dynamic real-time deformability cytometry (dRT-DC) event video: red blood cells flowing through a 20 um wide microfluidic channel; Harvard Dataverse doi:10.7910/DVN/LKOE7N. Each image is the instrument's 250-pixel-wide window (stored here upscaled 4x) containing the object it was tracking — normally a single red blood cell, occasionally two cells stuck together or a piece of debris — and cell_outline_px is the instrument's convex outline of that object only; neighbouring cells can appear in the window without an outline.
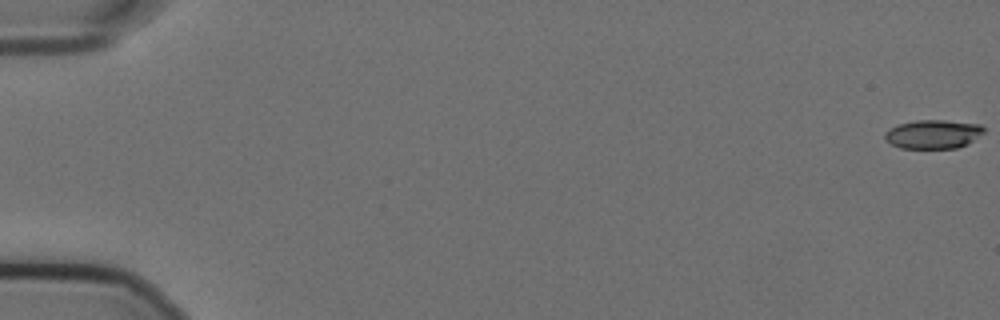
{"species": "Egyptian fruit bat (a non-hibernating species)", "species_latin": "Rousettus aegyptiacus", "temperature_condition": "cold", "stored_images_in_passage": 51, "camera_frame_rate_fps": 3000, "um_per_image_px": 0.085, "animal": {"sex": "female"}, "frame": {"image": 1, "passage_image": 1, "time_ms": 0.0, "image_size_px": [1000, 320], "cell_outline_px": [[984, 132], [968, 144], [956, 148], [900, 148], [892, 144], [884, 136], [884, 132], [888, 128], [900, 124], [916, 120], [944, 120], [980, 124], [984, 128]], "centroid_in_image_um": [79.32, 11.4], "position_along_channel_um": 5.7, "area_um2": 16.59}}
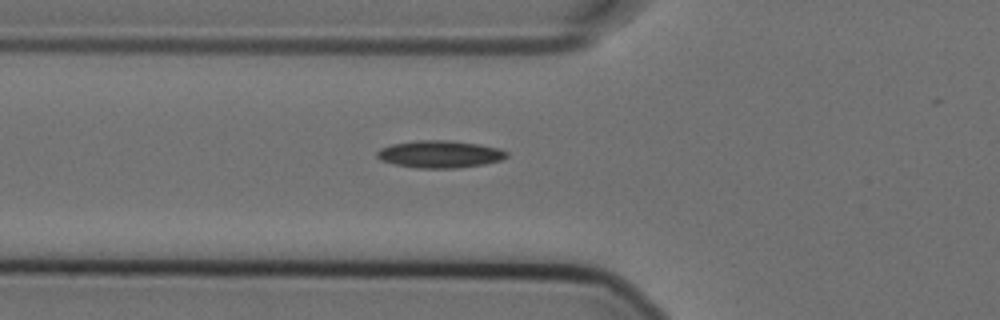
{"frame": {"image": 2, "passage_image": 22, "time_ms": 7.0, "image_size_px": [1000, 320], "cell_outline_px": [[508, 156], [500, 160], [484, 164], [456, 168], [416, 168], [396, 164], [380, 160], [376, 156], [376, 152], [380, 148], [392, 144], [416, 140], [448, 140], [480, 144], [500, 148], [508, 152]], "centroid_in_image_um": [37.38, 13.1], "position_along_channel_um": 88.4, "area_um2": 20.69}}
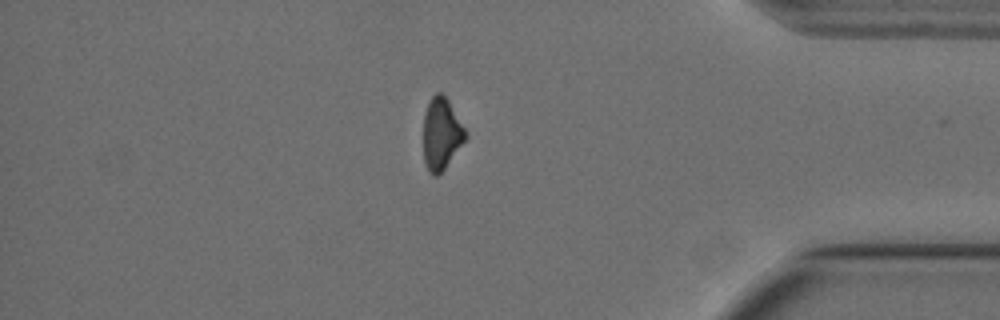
{"frame": {"image": 3, "passage_image": 50, "time_ms": 16.333, "image_size_px": [1000, 320], "cell_outline_px": [[468, 136], [444, 168], [436, 176], [432, 176], [428, 172], [424, 160], [424, 112], [432, 96], [436, 92], [440, 92], [448, 100], [464, 128]], "centroid_in_image_um": [37.5, 11.37], "position_along_channel_um": 397.7, "area_um2": 17.28}}